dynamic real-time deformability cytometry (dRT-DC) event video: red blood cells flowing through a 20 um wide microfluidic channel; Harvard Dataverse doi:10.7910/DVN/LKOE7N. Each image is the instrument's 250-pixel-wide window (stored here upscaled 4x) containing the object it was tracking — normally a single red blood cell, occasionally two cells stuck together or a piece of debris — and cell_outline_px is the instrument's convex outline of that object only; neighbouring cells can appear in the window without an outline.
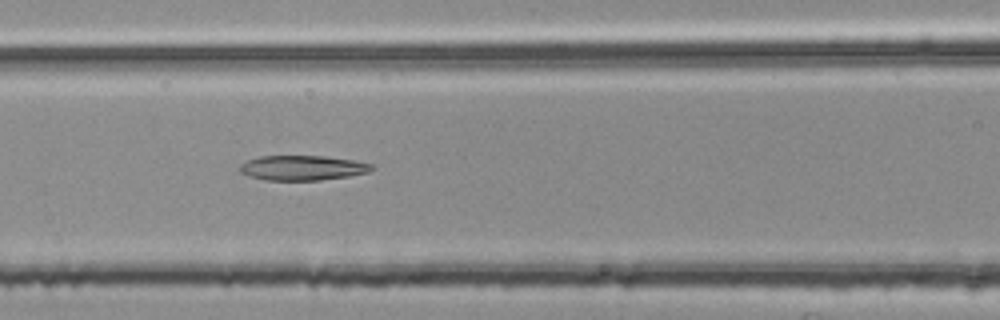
{"species": "common noctule bat (a hibernating species)", "species_latin": "Nyctalus noctula", "temperature_condition": "room temperature", "stored_images_in_passage": 48, "camera_frame_rate_fps": 3000, "um_per_image_px": 0.085, "animal": {"sex": "female", "body_mass_g": 25.1}, "frame": {"image": 1, "passage_image": 22, "time_ms": 7.0, "image_size_px": [1000, 320], "cell_outline_px": [[372, 168], [368, 172], [348, 176], [320, 180], [264, 180], [240, 172], [240, 164], [248, 160], [260, 156], [324, 156], [352, 160], [372, 164]], "centroid_in_image_um": [25.69, 14.26], "position_along_channel_um": 140.9, "area_um2": 18.84}}
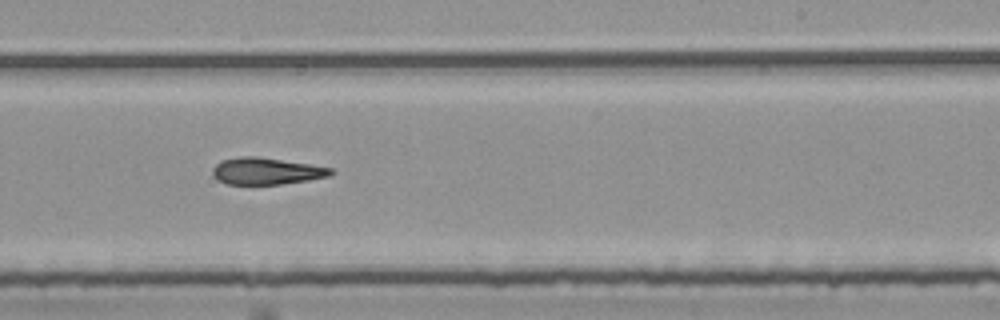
{"frame": {"image": 2, "passage_image": 32, "time_ms": 10.333, "image_size_px": [1000, 320], "cell_outline_px": [[336, 172], [328, 176], [308, 180], [280, 184], [228, 184], [220, 180], [212, 172], [212, 168], [220, 160], [240, 156], [256, 156], [312, 164], [332, 168]], "centroid_in_image_um": [22.67, 14.53], "position_along_channel_um": 266.3, "area_um2": 18.44}}
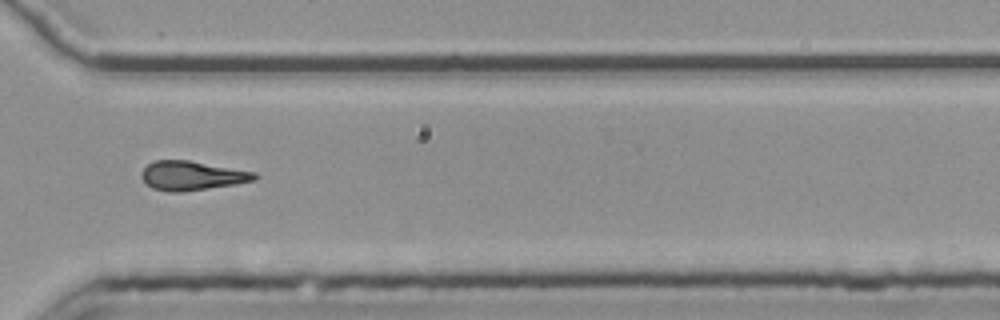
{"frame": {"image": 3, "passage_image": 39, "time_ms": 12.667, "image_size_px": [1000, 320], "cell_outline_px": [[256, 180], [208, 188], [180, 192], [168, 192], [152, 188], [140, 176], [140, 172], [152, 160], [188, 160], [256, 172]], "centroid_in_image_um": [16.27, 14.92], "position_along_channel_um": 354.3, "area_um2": 19.07}, "authors_computed_cell_mechanics": {"area_um2": 19.1318, "velocity_mm_per_s": 3.7699, "shape_relaxation_time_tau1_ms": null, "shape_relaxation_time_tau2_ms": 10.7185, "deformation_change_tau1": null, "deformation_change_tau2": 0.2694}}